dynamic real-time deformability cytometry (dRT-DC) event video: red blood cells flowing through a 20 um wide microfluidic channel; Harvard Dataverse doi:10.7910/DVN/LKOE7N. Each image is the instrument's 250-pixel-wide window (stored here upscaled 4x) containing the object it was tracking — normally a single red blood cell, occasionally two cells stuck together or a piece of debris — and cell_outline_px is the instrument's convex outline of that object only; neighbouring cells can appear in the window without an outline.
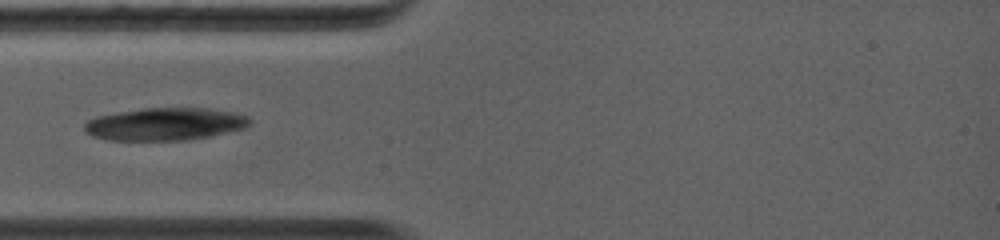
{"species": "common noctule bat (a hibernating species)", "species_latin": "Nyctalus noctula", "temperature_condition": "warm", "stored_images_in_passage": 2, "camera_frame_rate_fps": 5000, "um_per_image_px": 0.085, "animal": {"sex": "female", "body_mass_g": 19.0, "forearm_length_mm": 56.7}, "frame": {"image": 1, "passage_image": 1, "time_ms": 0.0, "image_size_px": [1000, 240], "cell_outline_px": [[252, 124], [244, 128], [212, 136], [188, 140], [108, 140], [92, 136], [84, 132], [84, 124], [88, 120], [96, 116], [144, 108], [208, 108], [232, 112], [248, 116], [252, 120]], "centroid_in_image_um": [14.04, 10.55], "position_along_channel_um": 71.0, "area_um2": 31.56}}